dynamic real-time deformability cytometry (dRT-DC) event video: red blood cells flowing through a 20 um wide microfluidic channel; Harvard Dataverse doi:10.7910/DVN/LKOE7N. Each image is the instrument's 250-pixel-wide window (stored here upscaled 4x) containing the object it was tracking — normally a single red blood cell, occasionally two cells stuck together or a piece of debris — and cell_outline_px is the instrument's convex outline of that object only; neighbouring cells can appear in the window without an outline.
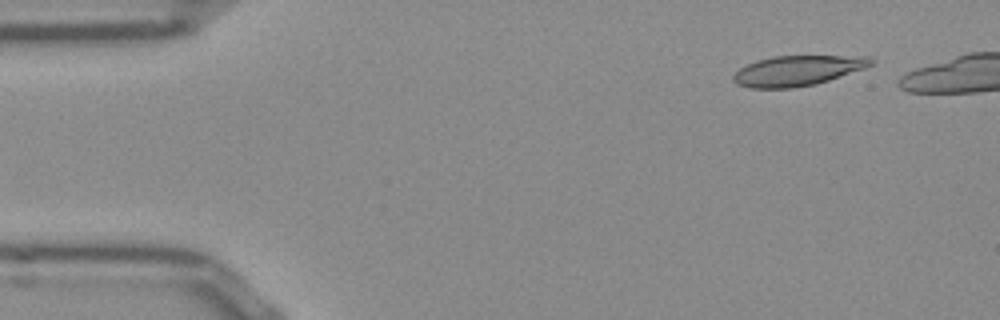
{"species": "Egyptian fruit bat (a non-hibernating species)", "species_latin": "Rousettus aegyptiacus", "temperature_condition": "room temperature", "stored_images_in_passage": 39, "camera_frame_rate_fps": 3000, "um_per_image_px": 0.085, "frame": {"image": 1, "passage_image": 1, "time_ms": 0.0, "image_size_px": [1000, 320], "cell_outline_px": [[872, 64], [864, 68], [816, 84], [792, 88], [752, 88], [736, 84], [732, 80], [732, 76], [740, 68], [756, 60], [776, 56], [868, 56], [872, 60]], "centroid_in_image_um": [67.74, 6.01], "position_along_channel_um": 17.3, "area_um2": 23.99}}
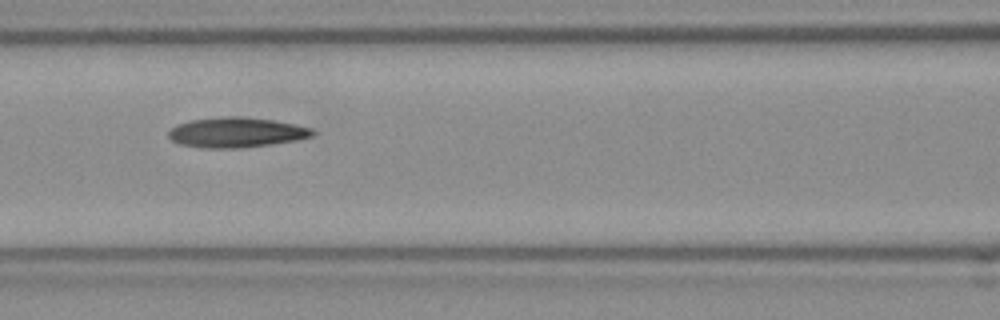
{"frame": {"image": 2, "passage_image": 18, "time_ms": 5.667, "image_size_px": [1000, 320], "cell_outline_px": [[316, 132], [312, 136], [296, 140], [268, 144], [236, 148], [200, 148], [180, 144], [172, 140], [168, 136], [168, 132], [176, 124], [188, 120], [228, 116], [244, 116], [276, 120], [296, 124], [312, 128]], "centroid_in_image_um": [20.08, 11.24], "position_along_channel_um": 146.5, "area_um2": 25.37}}
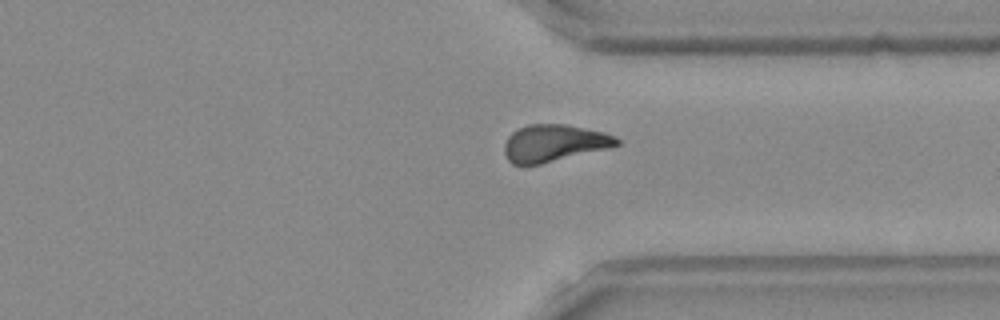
{"frame": {"image": 3, "passage_image": 35, "time_ms": 11.333, "image_size_px": [1000, 320], "cell_outline_px": [[620, 144], [608, 148], [540, 164], [512, 164], [508, 160], [504, 152], [504, 144], [508, 136], [512, 132], [528, 124], [564, 124], [604, 132], [616, 136], [620, 140]], "centroid_in_image_um": [47.09, 12.16], "position_along_channel_um": 364.3, "area_um2": 24.1}}